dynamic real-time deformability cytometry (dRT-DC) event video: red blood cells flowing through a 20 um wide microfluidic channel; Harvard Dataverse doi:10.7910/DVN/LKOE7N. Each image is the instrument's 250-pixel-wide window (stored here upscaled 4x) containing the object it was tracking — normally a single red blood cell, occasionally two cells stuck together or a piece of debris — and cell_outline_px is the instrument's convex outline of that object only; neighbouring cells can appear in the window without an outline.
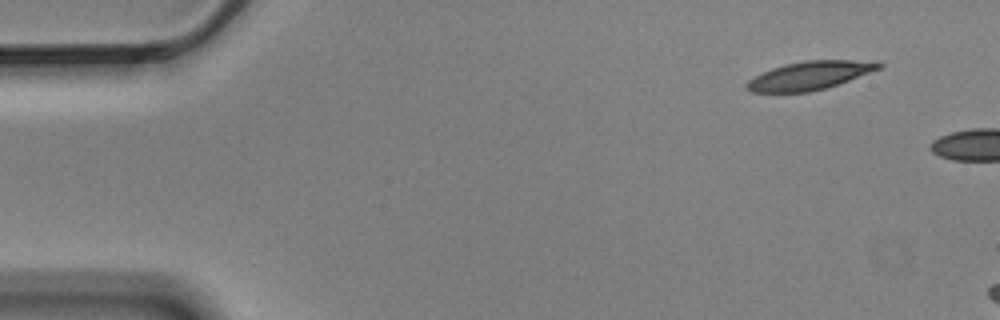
{"species": "Egyptian fruit bat (a non-hibernating species)", "species_latin": "Rousettus aegyptiacus", "temperature_condition": "cold", "stored_images_in_passage": 2, "camera_frame_rate_fps": 3000, "um_per_image_px": 0.085, "animal": {"sex": "male"}, "frame": {"image": 1, "passage_image": 1, "time_ms": 0.0, "image_size_px": [1000, 320], "cell_outline_px": [[884, 64], [880, 68], [848, 80], [824, 88], [808, 92], [752, 92], [744, 88], [744, 84], [748, 80], [772, 68], [784, 64], [804, 60], [880, 60]], "centroid_in_image_um": [68.83, 6.4], "position_along_channel_um": 16.2, "area_um2": 21.79}}